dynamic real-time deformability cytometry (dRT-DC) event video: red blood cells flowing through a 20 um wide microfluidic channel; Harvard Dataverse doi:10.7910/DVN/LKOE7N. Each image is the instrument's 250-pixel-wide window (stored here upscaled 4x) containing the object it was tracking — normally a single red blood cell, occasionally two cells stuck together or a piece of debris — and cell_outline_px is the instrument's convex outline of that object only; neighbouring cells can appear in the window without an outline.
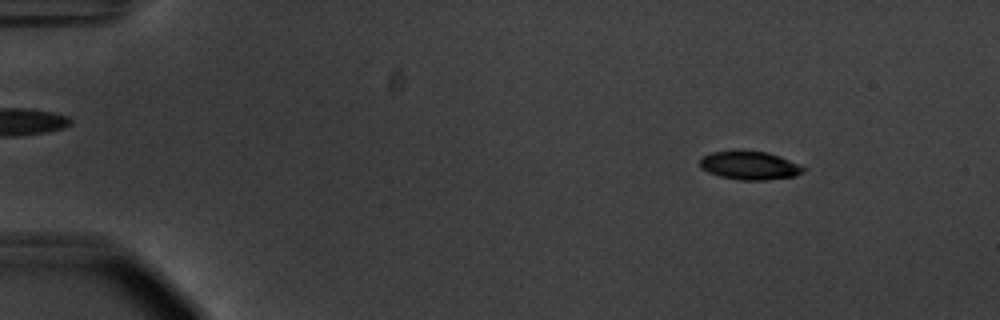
{"species": "common noctule bat (a hibernating species)", "species_latin": "Nyctalus noctula", "temperature_condition": "warm", "stored_images_in_passage": 52, "camera_frame_rate_fps": 3000, "um_per_image_px": 0.085, "animal": {"sex": "male", "body_mass_g": 20.1, "forearm_length_mm": 53.5}, "frame": {"image": 1, "passage_image": 4, "time_ms": 1.0, "image_size_px": [1000, 320], "cell_outline_px": [[808, 168], [804, 172], [796, 176], [764, 180], [740, 180], [720, 176], [708, 172], [700, 168], [700, 156], [712, 152], [768, 152], [780, 156], [800, 164]], "centroid_in_image_um": [63.76, 14.08], "position_along_channel_um": 21.2, "area_um2": 17.05}}
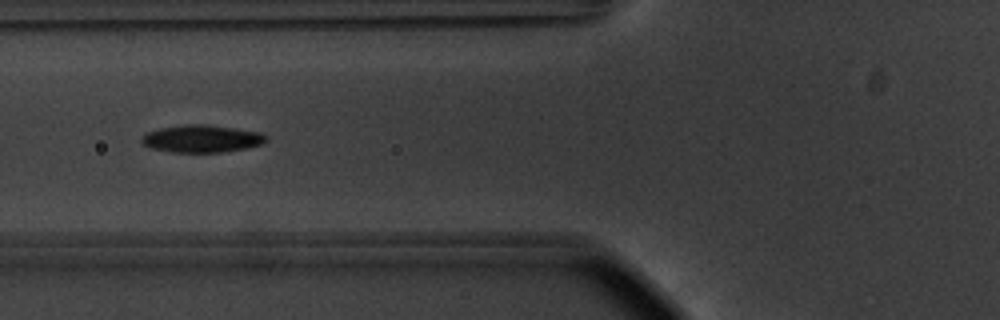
{"frame": {"image": 2, "passage_image": 19, "time_ms": 6.0, "image_size_px": [1000, 320], "cell_outline_px": [[268, 140], [260, 144], [244, 148], [224, 152], [172, 152], [152, 148], [144, 144], [140, 140], [148, 132], [160, 128], [184, 124], [204, 124], [260, 132], [268, 136]], "centroid_in_image_um": [17.16, 11.78], "position_along_channel_um": 108.6, "area_um2": 19.65}}
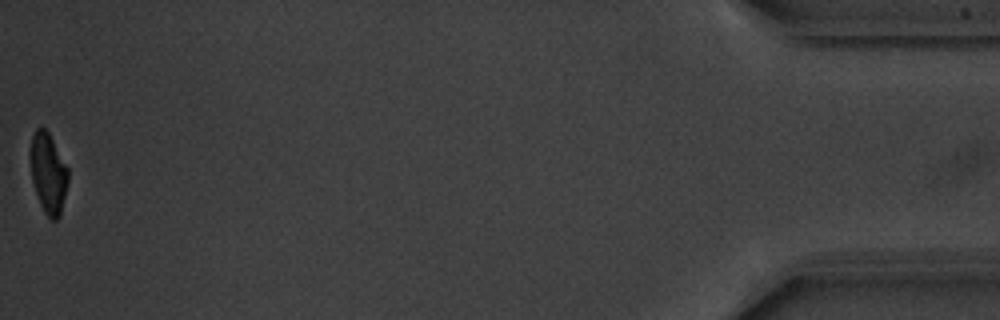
{"frame": {"image": 3, "passage_image": 52, "time_ms": 17.0, "image_size_px": [1000, 320], "cell_outline_px": [[68, 184], [60, 216], [56, 220], [52, 220], [44, 212], [40, 204], [32, 180], [32, 136], [36, 128], [44, 128], [48, 132], [68, 168]], "centroid_in_image_um": [4.14, 14.77], "position_along_channel_um": 431.1, "area_um2": 17.17}, "authors_computed_cell_mechanics": {"area_um2": 19.0162, "velocity_mm_per_s": 3.7344, "shape_relaxation_time_tau1_ms": 2.8082, "shape_relaxation_time_tau2_ms": 2.703, "deformation_change_tau1": 0.1431, "deformation_change_tau2": 0.0867}}